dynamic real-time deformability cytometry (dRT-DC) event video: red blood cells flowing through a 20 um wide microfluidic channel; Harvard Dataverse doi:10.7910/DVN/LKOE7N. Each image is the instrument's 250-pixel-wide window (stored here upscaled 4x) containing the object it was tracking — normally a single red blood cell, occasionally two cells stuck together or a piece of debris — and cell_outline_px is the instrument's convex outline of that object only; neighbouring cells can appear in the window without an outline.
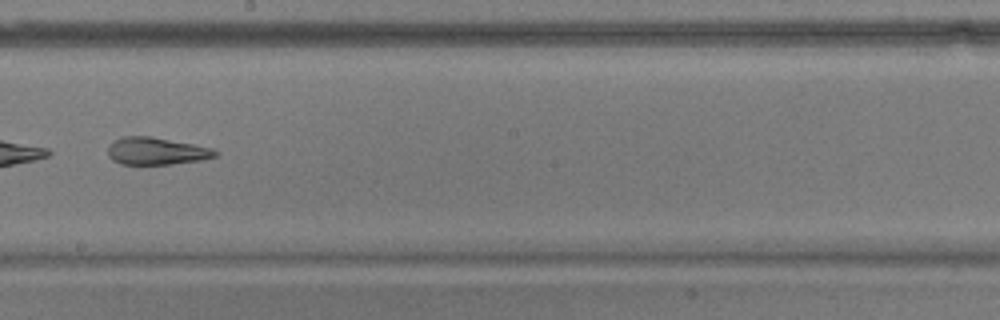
{"species": "common noctule bat (a hibernating species)", "species_latin": "Nyctalus noctula", "temperature_condition": "warm", "stored_images_in_passage": 52, "camera_frame_rate_fps": 3000, "um_per_image_px": 0.085, "animal": {"sex": "male", "body_mass_g": 17.9}, "frame": {"image": 1, "passage_image": 30, "time_ms": 9.667, "image_size_px": [1000, 320], "cell_outline_px": [[220, 152], [216, 156], [200, 160], [172, 164], [120, 164], [112, 160], [108, 156], [108, 144], [112, 140], [124, 136], [152, 136], [212, 148]], "centroid_in_image_um": [13.25, 12.83], "position_along_channel_um": 234.9, "area_um2": 17.22}}